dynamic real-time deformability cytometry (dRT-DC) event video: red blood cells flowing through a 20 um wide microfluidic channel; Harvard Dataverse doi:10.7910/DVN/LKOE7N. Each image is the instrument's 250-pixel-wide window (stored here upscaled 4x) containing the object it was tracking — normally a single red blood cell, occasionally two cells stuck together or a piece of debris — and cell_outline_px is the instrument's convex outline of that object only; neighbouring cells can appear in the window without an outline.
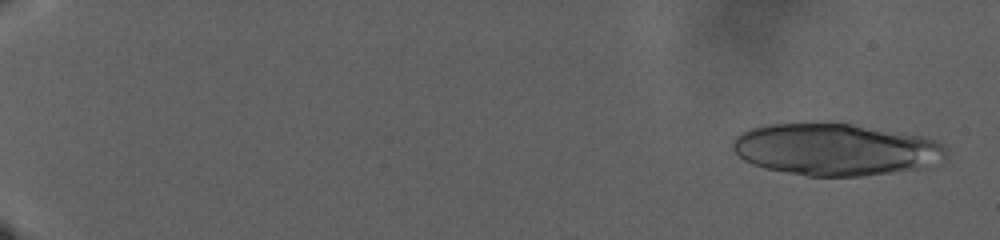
{"species": "human", "species_latin": "Homo sapiens", "temperature_condition": "warm", "stored_images_in_passage": 53, "camera_frame_rate_fps": 3000, "um_per_image_px": 0.085, "donor": {"sex": "male"}, "frame": {"image": 1, "passage_image": 5, "time_ms": 1.333, "image_size_px": [1000, 240], "cell_outline_px": [[948, 152], [944, 160], [920, 168], [860, 176], [808, 176], [764, 168], [752, 164], [744, 160], [732, 148], [732, 140], [736, 136], [748, 128], [768, 124], [812, 120], [836, 120], [920, 136], [936, 140], [948, 148]], "centroid_in_image_um": [70.98, 12.65], "position_along_channel_um": 14.0, "area_um2": 66.07}}
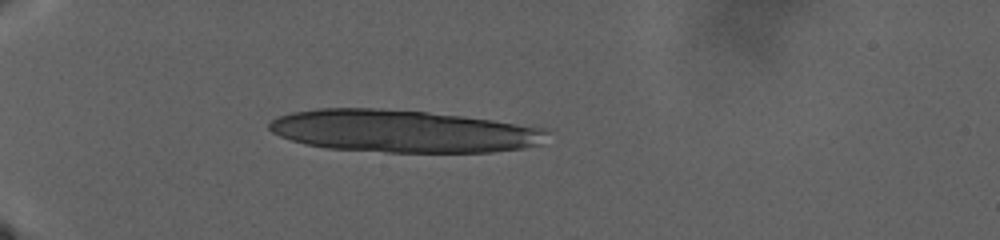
{"frame": {"image": 2, "passage_image": 40, "time_ms": 13.0, "image_size_px": [1000, 240], "cell_outline_px": [[548, 132], [540, 144], [524, 148], [492, 152], [384, 152], [328, 148], [304, 144], [280, 136], [272, 132], [268, 128], [268, 124], [276, 116], [292, 112], [316, 108], [380, 108], [428, 112], [492, 120], [548, 128]], "centroid_in_image_um": [34.23, 11.14], "position_along_channel_um": 50.8, "area_um2": 68.84}}